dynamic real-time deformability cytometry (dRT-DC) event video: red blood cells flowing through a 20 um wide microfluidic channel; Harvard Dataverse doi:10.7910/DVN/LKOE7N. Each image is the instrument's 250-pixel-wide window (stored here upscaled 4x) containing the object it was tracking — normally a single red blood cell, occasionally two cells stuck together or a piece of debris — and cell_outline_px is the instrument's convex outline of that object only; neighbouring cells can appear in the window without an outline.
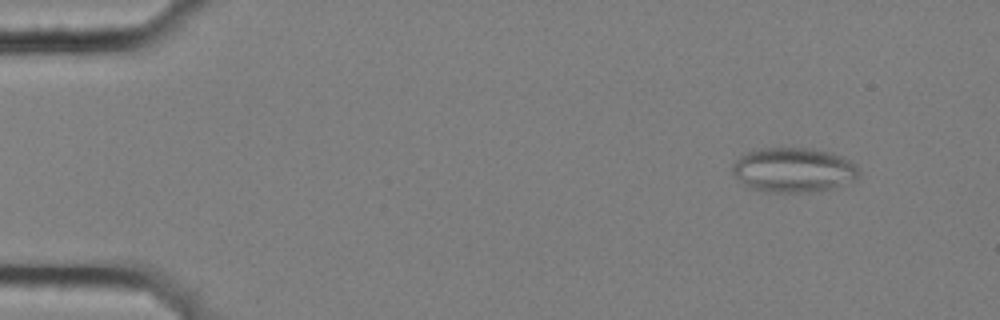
{"species": "common noctule bat (a hibernating species)", "species_latin": "Nyctalus noctula", "temperature_condition": "cold", "stored_images_in_passage": 7, "camera_frame_rate_fps": 3000, "um_per_image_px": 0.085, "animal": {"sex": "female", "body_mass_g": 25.1}, "frame": {"image": 1, "passage_image": 2, "time_ms": 0.333, "image_size_px": [1000, 320], "cell_outline_px": [[860, 172], [856, 180], [832, 188], [812, 192], [768, 192], [748, 188], [732, 172], [732, 164], [740, 156], [748, 152], [760, 148], [812, 148], [844, 156], [852, 160], [856, 164]], "centroid_in_image_um": [67.48, 14.44], "position_along_channel_um": 17.5, "area_um2": 33.18}}
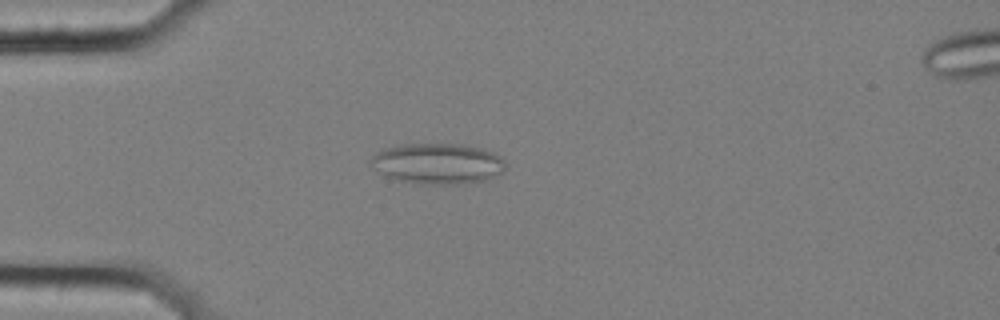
{"frame": {"image": 2, "passage_image": 5, "time_ms": 1.333, "image_size_px": [1000, 320], "cell_outline_px": [[504, 168], [500, 172], [484, 180], [456, 184], [420, 184], [400, 180], [388, 176], [376, 168], [368, 160], [376, 152], [400, 144], [464, 144], [480, 148], [492, 152], [500, 156], [504, 160]], "centroid_in_image_um": [37.2, 13.89], "position_along_channel_um": 47.8, "area_um2": 31.44}}